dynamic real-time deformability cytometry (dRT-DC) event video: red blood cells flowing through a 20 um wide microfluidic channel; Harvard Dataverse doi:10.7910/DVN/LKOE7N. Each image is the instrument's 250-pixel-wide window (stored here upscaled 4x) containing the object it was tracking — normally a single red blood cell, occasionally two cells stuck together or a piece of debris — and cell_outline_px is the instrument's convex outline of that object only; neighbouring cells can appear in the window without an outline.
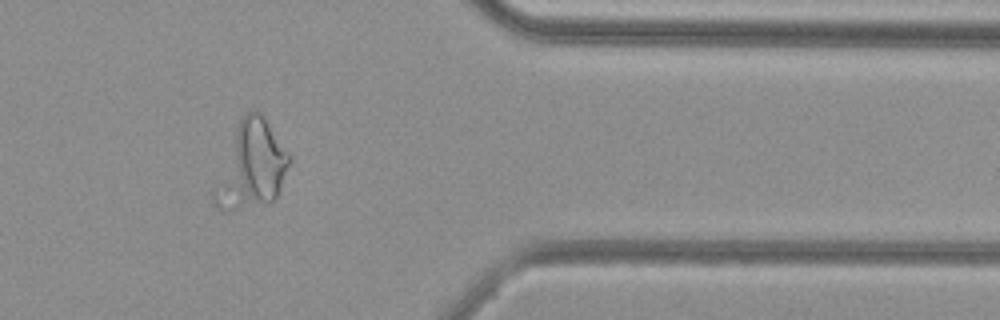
{"species": "common noctule bat (a hibernating species)", "species_latin": "Nyctalus noctula", "temperature_condition": "cold", "stored_images_in_passage": 36, "camera_frame_rate_fps": 3000, "um_per_image_px": 0.085, "animal": {"sex": "female", "body_mass_g": 29.2, "forearm_length_mm": 56.3}, "frame": {"image": 1, "passage_image": 27, "time_ms": 8.667, "image_size_px": [1000, 320], "cell_outline_px": [[292, 160], [280, 188], [276, 196], [268, 204], [236, 208], [216, 208], [212, 204], [212, 188], [240, 120], [244, 112], [252, 108], [264, 120], [292, 156]], "centroid_in_image_um": [21.36, 14.1], "position_along_channel_um": 390.0, "area_um2": 37.17}}